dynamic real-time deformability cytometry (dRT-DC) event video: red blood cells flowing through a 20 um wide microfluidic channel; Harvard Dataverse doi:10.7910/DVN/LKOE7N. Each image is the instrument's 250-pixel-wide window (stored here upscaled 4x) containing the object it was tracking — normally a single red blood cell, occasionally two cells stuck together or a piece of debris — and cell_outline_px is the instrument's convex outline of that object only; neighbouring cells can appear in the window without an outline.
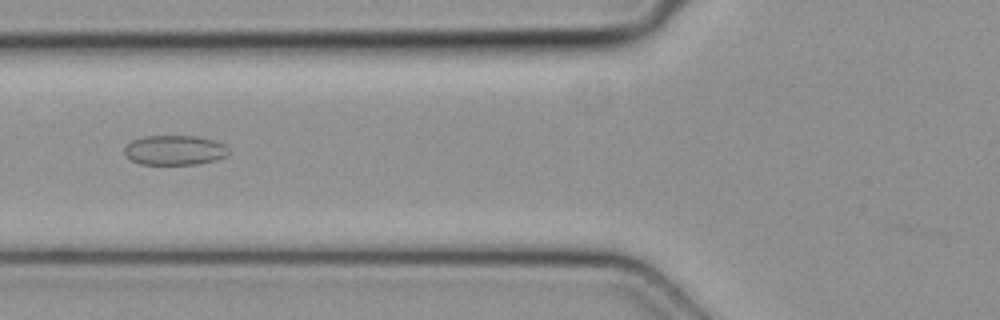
{"species": "common noctule bat (a hibernating species)", "species_latin": "Nyctalus noctula", "temperature_condition": "cold", "stored_images_in_passage": 41, "camera_frame_rate_fps": 3000, "um_per_image_px": 0.085, "animal": {"sex": "female", "body_mass_g": 19.3, "forearm_length_mm": 54.1}, "frame": {"image": 1, "passage_image": 11, "time_ms": 3.333, "image_size_px": [1000, 320], "cell_outline_px": [[228, 152], [224, 156], [216, 160], [196, 164], [140, 164], [124, 156], [124, 148], [132, 140], [144, 136], [196, 136], [212, 140], [224, 144], [228, 148]], "centroid_in_image_um": [14.81, 12.76], "position_along_channel_um": 111.0, "area_um2": 17.98}}
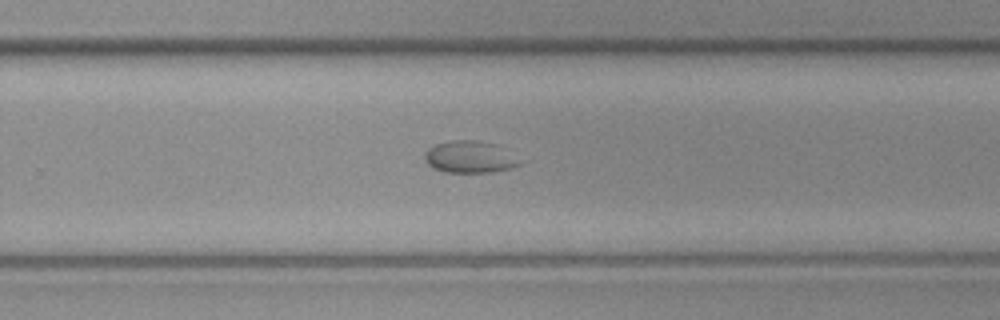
{"frame": {"image": 2, "passage_image": 24, "time_ms": 7.667, "image_size_px": [1000, 320], "cell_outline_px": [[520, 164], [512, 168], [492, 172], [444, 172], [428, 164], [424, 156], [428, 148], [436, 144], [452, 140], [476, 140], [500, 144], [508, 148]], "centroid_in_image_um": [39.97, 13.32], "position_along_channel_um": 289.8, "area_um2": 17.74}}
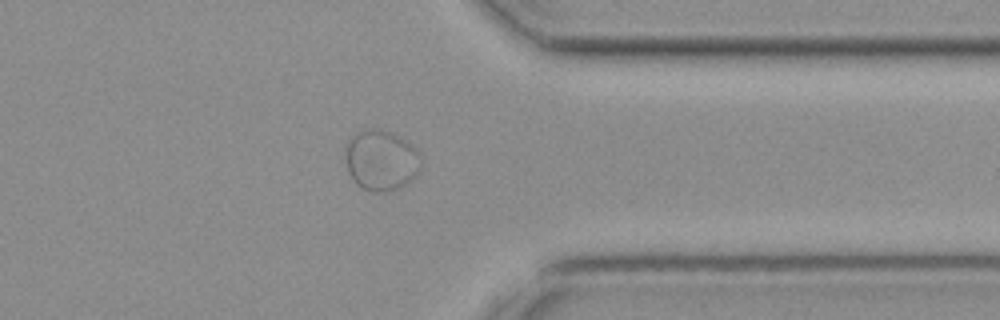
{"frame": {"image": 3, "passage_image": 31, "time_ms": 10.0, "image_size_px": [1000, 320], "cell_outline_px": [[420, 172], [416, 176], [400, 188], [388, 192], [372, 192], [356, 184], [352, 180], [348, 172], [348, 140], [352, 136], [364, 128], [380, 128], [400, 136], [416, 148], [420, 152]], "centroid_in_image_um": [32.44, 13.62], "position_along_channel_um": 379.0, "area_um2": 26.76}}